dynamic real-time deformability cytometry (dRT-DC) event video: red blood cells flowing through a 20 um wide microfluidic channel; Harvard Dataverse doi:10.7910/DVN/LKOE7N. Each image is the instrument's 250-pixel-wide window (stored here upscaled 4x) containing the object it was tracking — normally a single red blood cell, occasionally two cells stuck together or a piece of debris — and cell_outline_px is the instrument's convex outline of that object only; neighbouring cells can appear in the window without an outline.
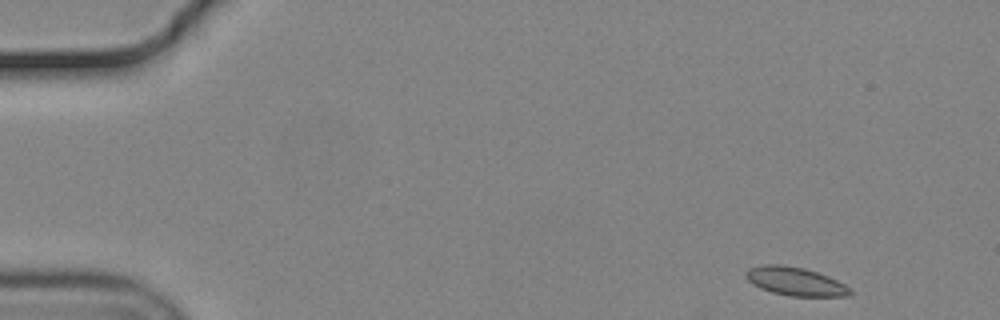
{"species": "common noctule bat (a hibernating species)", "species_latin": "Nyctalus noctula", "temperature_condition": "cold", "stored_images_in_passage": 52, "camera_frame_rate_fps": 3000, "um_per_image_px": 0.085, "animal": {"sex": "male", "body_mass_g": 19.2, "forearm_length_mm": 51.8}, "frame": {"image": 1, "passage_image": 1, "time_ms": 0.0, "image_size_px": [1000, 320], "cell_outline_px": [[852, 292], [848, 296], [788, 296], [772, 292], [760, 288], [752, 284], [744, 276], [744, 272], [748, 268], [764, 264], [780, 264], [804, 268], [828, 276], [852, 288]], "centroid_in_image_um": [67.57, 23.91], "position_along_channel_um": 17.4, "area_um2": 17.4}}
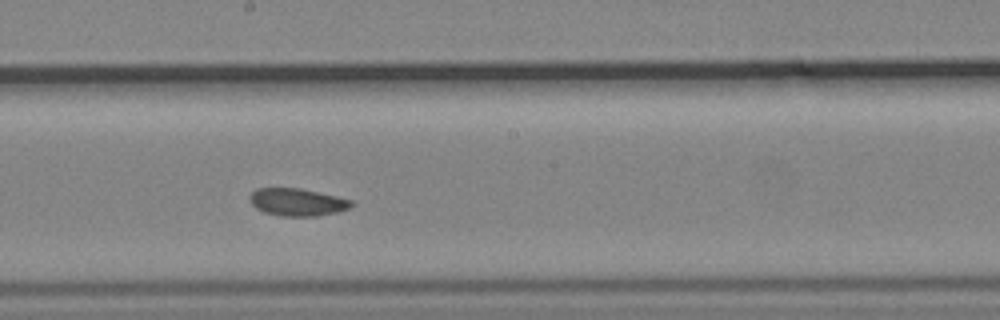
{"frame": {"image": 2, "passage_image": 27, "time_ms": 8.667, "image_size_px": [1000, 320], "cell_outline_px": [[352, 208], [336, 212], [316, 216], [280, 216], [264, 212], [256, 208], [252, 204], [248, 196], [256, 188], [300, 188], [336, 196], [352, 200]], "centroid_in_image_um": [25.25, 17.18], "position_along_channel_um": 222.9, "area_um2": 16.3}}
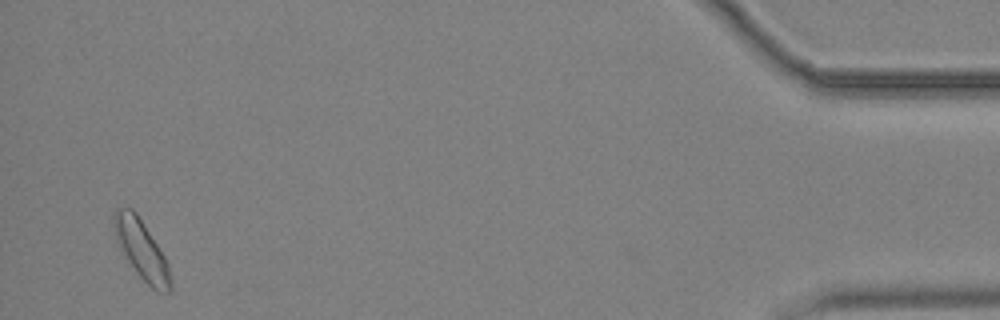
{"frame": {"image": 3, "passage_image": 50, "time_ms": 16.333, "image_size_px": [1000, 320], "cell_outline_px": [[172, 292], [156, 292], [136, 272], [120, 252], [116, 240], [112, 220], [112, 216], [116, 208], [132, 208], [136, 212], [164, 256], [168, 264], [172, 284]], "centroid_in_image_um": [12.0, 21.24], "position_along_channel_um": 423.2, "area_um2": 19.54}, "authors_computed_cell_mechanics": {"area_um2": 16.9932, "velocity_mm_per_s": 3.6694, "shape_relaxation_time_tau1_ms": 2.4741, "shape_relaxation_time_tau2_ms": 3.262, "deformation_change_tau1": 0.0667, "deformation_change_tau2": 0.0588}}